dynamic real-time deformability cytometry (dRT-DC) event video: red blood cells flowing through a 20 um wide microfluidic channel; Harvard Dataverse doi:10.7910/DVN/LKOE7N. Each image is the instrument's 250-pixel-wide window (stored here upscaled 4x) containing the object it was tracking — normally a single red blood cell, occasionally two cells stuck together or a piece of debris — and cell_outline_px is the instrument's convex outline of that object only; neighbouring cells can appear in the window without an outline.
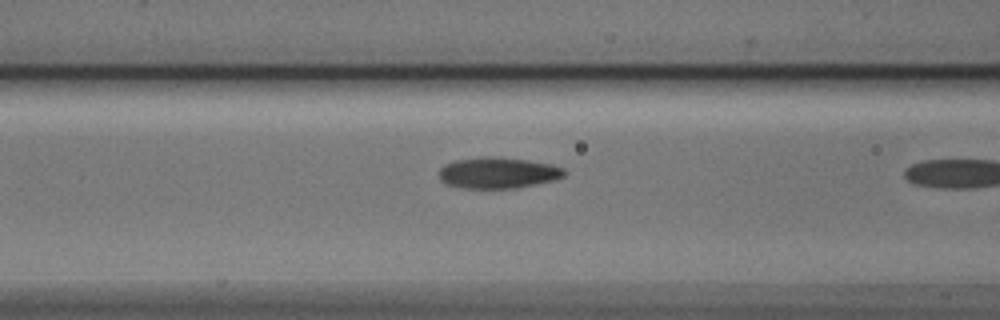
{"species": "Egyptian fruit bat (a non-hibernating species)", "species_latin": "Rousettus aegyptiacus", "temperature_condition": "cold", "stored_images_in_passage": 4, "camera_frame_rate_fps": 3000, "um_per_image_px": 0.085, "animal": {"sex": "male"}, "frame": {"image": 1, "passage_image": 3, "time_ms": 0.667, "image_size_px": [1000, 320], "cell_outline_px": [[568, 172], [564, 176], [556, 180], [516, 188], [464, 188], [448, 184], [440, 180], [440, 168], [444, 164], [456, 160], [480, 156], [500, 156], [528, 160], [552, 164], [564, 168]], "centroid_in_image_um": [42.37, 14.67], "position_along_channel_um": 124.2, "area_um2": 23.0}}